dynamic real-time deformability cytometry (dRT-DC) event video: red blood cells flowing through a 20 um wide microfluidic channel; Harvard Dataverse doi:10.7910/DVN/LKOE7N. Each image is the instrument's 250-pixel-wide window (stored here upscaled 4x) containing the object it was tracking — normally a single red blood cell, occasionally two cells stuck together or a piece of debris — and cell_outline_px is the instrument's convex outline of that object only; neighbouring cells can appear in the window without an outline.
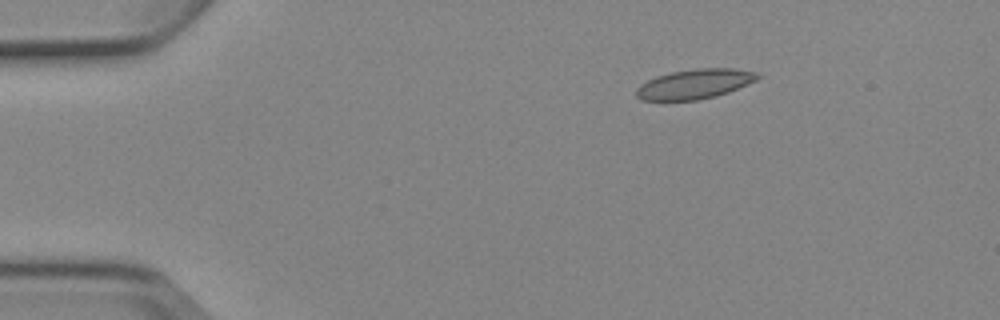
{"species": "Egyptian fruit bat (a non-hibernating species)", "species_latin": "Rousettus aegyptiacus", "temperature_condition": "cold", "stored_images_in_passage": 5, "camera_frame_rate_fps": 3000, "um_per_image_px": 0.085, "animal": {"sex": "female"}, "frame": {"image": 1, "passage_image": 3, "time_ms": 2.333, "image_size_px": [1000, 320], "cell_outline_px": [[760, 76], [756, 80], [748, 84], [728, 92], [716, 96], [696, 100], [640, 100], [636, 96], [636, 88], [640, 84], [656, 76], [672, 72], [696, 68], [732, 68], [756, 72]], "centroid_in_image_um": [59.03, 7.14], "position_along_channel_um": 26.0, "area_um2": 20.92}}